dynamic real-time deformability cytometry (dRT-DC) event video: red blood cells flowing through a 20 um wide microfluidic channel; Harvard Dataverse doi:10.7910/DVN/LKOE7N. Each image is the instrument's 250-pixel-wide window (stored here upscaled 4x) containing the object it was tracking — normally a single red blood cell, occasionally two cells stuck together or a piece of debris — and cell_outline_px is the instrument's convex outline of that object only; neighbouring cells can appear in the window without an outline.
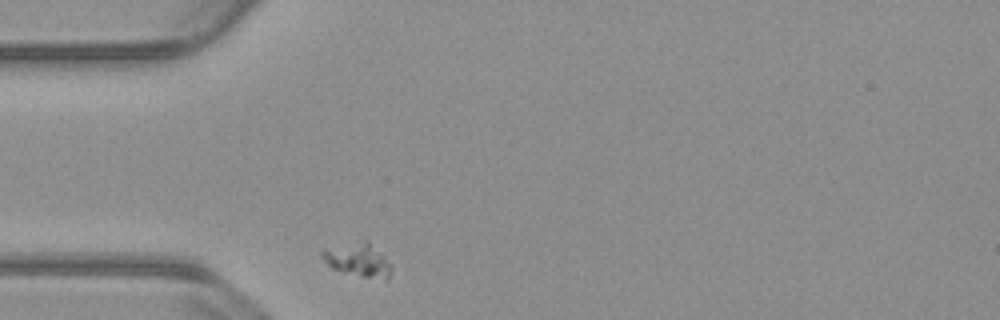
{"species": "common noctule bat (a hibernating species)", "species_latin": "Nyctalus noctula", "temperature_condition": "warm", "stored_images_in_passage": 31, "camera_frame_rate_fps": 3000, "um_per_image_px": 0.085, "animal": {"sex": "male", "body_mass_g": 23.1, "forearm_length_mm": 52.7}, "frame": {"image": 1, "passage_image": 1, "time_ms": 0.0, "image_size_px": [1000, 320], "cell_outline_px": [[392, 268], [388, 280], [360, 276], [344, 272], [332, 268], [320, 256], [320, 252], [368, 240], [392, 264]], "centroid_in_image_um": [30.52, 22.14], "position_along_channel_um": 54.5, "area_um2": 12.95}}
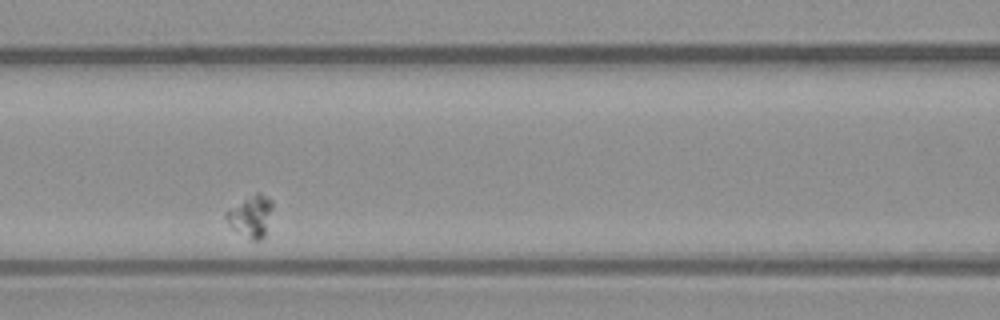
{"frame": {"image": 2, "passage_image": 10, "time_ms": 3.0, "image_size_px": [1000, 320], "cell_outline_px": [[272, 208], [264, 236], [260, 240], [252, 240], [232, 228], [224, 216], [224, 212], [256, 192], [260, 192], [268, 196], [272, 200]], "centroid_in_image_um": [21.32, 18.35], "position_along_channel_um": 145.3, "area_um2": 11.04}}
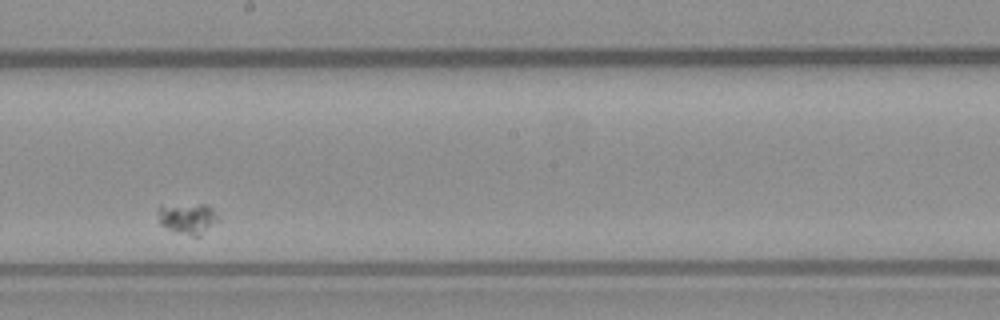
{"frame": {"image": 3, "passage_image": 18, "time_ms": 5.667, "image_size_px": [1000, 320], "cell_outline_px": [[216, 220], [200, 236], [192, 236], [168, 228], [160, 224], [156, 212], [160, 204], [208, 204], [216, 212]], "centroid_in_image_um": [15.88, 18.51], "position_along_channel_um": 232.3, "area_um2": 10.81}}